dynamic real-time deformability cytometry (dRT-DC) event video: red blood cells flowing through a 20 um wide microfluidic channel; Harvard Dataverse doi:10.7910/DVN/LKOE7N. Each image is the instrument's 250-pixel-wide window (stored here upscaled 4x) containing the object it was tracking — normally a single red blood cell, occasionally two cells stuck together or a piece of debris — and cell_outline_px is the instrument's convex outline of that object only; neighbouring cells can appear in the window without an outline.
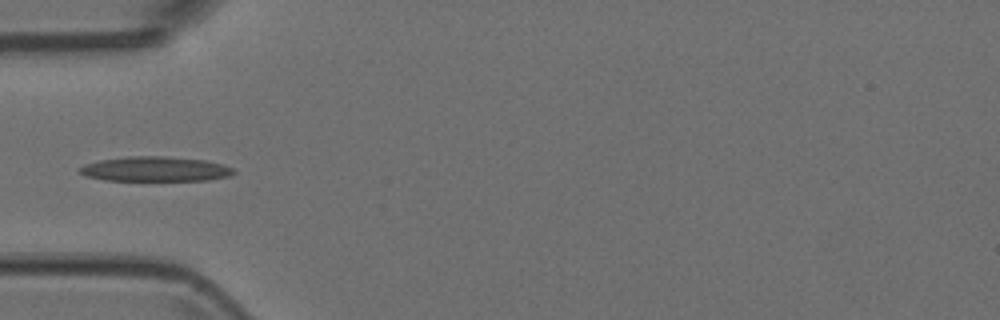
{"species": "Egyptian fruit bat (a non-hibernating species)", "species_latin": "Rousettus aegyptiacus", "temperature_condition": "room temperature", "stored_images_in_passage": 4, "camera_frame_rate_fps": 3000, "um_per_image_px": 0.085, "animal": {"sex": "female"}, "frame": {"image": 1, "passage_image": 4, "time_ms": 1.0, "image_size_px": [1000, 320], "cell_outline_px": [[236, 172], [228, 176], [208, 180], [104, 180], [84, 176], [76, 168], [84, 164], [100, 160], [128, 156], [164, 156], [204, 160], [224, 164], [232, 168]], "centroid_in_image_um": [13.15, 14.36], "position_along_channel_um": 71.8, "area_um2": 22.25}}